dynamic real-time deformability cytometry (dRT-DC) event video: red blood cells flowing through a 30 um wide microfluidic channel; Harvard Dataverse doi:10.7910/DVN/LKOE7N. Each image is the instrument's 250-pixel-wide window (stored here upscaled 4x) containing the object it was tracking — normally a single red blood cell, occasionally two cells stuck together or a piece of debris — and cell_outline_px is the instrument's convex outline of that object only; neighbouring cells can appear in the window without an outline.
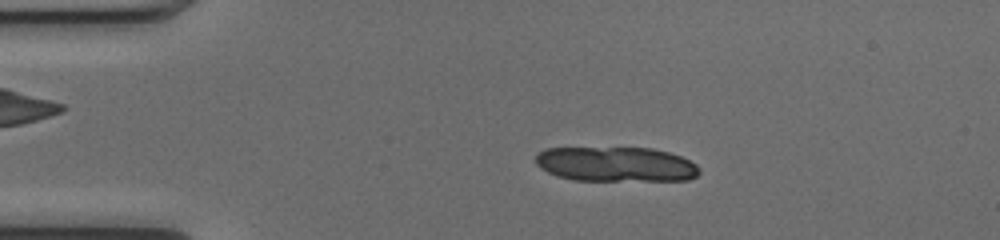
{"species": "common noctule bat (a hibernating species)", "species_latin": "Nyctalus noctula", "temperature_condition": "cold", "stored_images_in_passage": 52, "segment_of_instrument_passage": [1, 2], "camera_frame_rate_fps": 3000, "um_per_image_px": 0.085, "animal": {"sex": "female", "body_mass_g": 17.0, "forearm_length_mm": 48.0}, "frame": {"image": 1, "passage_image": 11, "time_ms": 3.333, "image_size_px": [1000, 240], "cell_outline_px": [[700, 172], [696, 176], [688, 180], [572, 180], [556, 176], [540, 168], [536, 164], [536, 152], [544, 148], [652, 148], [668, 152], [680, 156], [696, 164], [700, 168]], "centroid_in_image_um": [52.32, 13.96], "position_along_channel_um": 32.7, "area_um2": 33.29}}